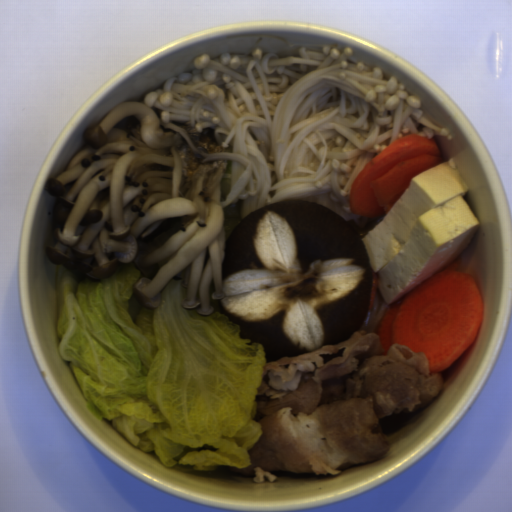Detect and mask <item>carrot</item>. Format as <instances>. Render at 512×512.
<instances>
[{
	"mask_svg": "<svg viewBox=\"0 0 512 512\" xmlns=\"http://www.w3.org/2000/svg\"><path fill=\"white\" fill-rule=\"evenodd\" d=\"M482 295L470 274L440 270L389 305L377 329L384 356L392 345L423 353L430 373L453 363L477 336Z\"/></svg>",
	"mask_w": 512,
	"mask_h": 512,
	"instance_id": "1",
	"label": "carrot"
},
{
	"mask_svg": "<svg viewBox=\"0 0 512 512\" xmlns=\"http://www.w3.org/2000/svg\"><path fill=\"white\" fill-rule=\"evenodd\" d=\"M441 163L436 141L410 133L395 140L355 176L349 199L352 215H387L411 185L412 178Z\"/></svg>",
	"mask_w": 512,
	"mask_h": 512,
	"instance_id": "2",
	"label": "carrot"
},
{
	"mask_svg": "<svg viewBox=\"0 0 512 512\" xmlns=\"http://www.w3.org/2000/svg\"><path fill=\"white\" fill-rule=\"evenodd\" d=\"M377 284H378L377 274L372 273L371 274L370 299H369L366 311H369L372 308H374L375 301H376Z\"/></svg>",
	"mask_w": 512,
	"mask_h": 512,
	"instance_id": "3",
	"label": "carrot"
}]
</instances>
